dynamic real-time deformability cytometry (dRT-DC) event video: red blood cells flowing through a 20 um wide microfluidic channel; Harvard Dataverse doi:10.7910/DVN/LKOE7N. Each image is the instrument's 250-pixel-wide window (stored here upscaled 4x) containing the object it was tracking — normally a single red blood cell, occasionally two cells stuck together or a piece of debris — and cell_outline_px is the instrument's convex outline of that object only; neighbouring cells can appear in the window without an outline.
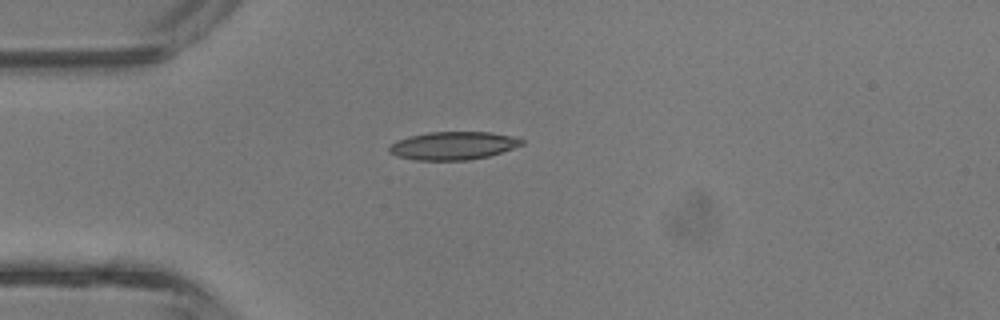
{"species": "common noctule bat (a hibernating species)", "species_latin": "Nyctalus noctula", "temperature_condition": "room temperature", "stored_images_in_passage": 1, "camera_frame_rate_fps": 3000, "um_per_image_px": 0.085, "animal": {"sex": "male", "body_mass_g": 13.3}, "frame": {"image": 1, "passage_image": 1, "time_ms": 0.0, "image_size_px": [1000, 320], "cell_outline_px": [[524, 144], [488, 156], [468, 160], [416, 160], [396, 156], [388, 152], [388, 148], [396, 140], [408, 136], [428, 132], [492, 132], [512, 136], [524, 140]], "centroid_in_image_um": [38.48, 12.38], "position_along_channel_um": 46.5, "area_um2": 21.68}}